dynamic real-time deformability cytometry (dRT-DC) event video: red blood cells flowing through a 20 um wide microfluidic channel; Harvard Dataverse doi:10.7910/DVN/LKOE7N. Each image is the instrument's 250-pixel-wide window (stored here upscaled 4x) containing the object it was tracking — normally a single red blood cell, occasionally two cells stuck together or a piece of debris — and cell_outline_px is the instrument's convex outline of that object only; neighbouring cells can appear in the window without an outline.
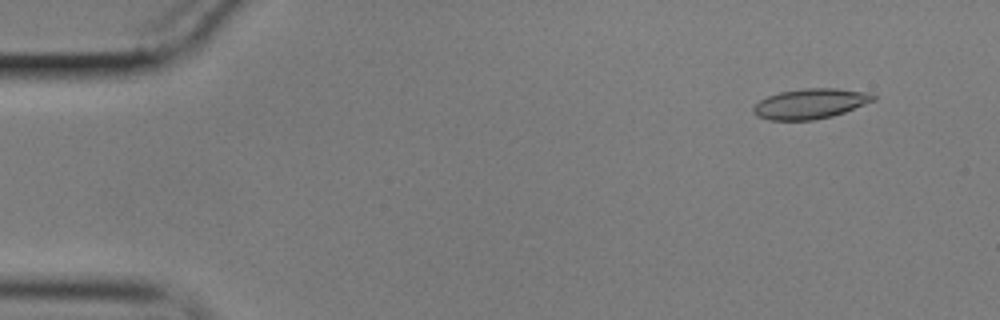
{"species": "common noctule bat (a hibernating species)", "species_latin": "Nyctalus noctula", "temperature_condition": "cold", "stored_images_in_passage": 58, "camera_frame_rate_fps": 3000, "um_per_image_px": 0.085, "animal": {"sex": "male", "body_mass_g": 17.9}, "frame": {"image": 1, "passage_image": 5, "time_ms": 1.333, "image_size_px": [1000, 320], "cell_outline_px": [[876, 100], [844, 112], [832, 116], [812, 120], [768, 120], [756, 116], [752, 112], [752, 108], [760, 100], [768, 96], [780, 92], [804, 88], [836, 88], [872, 92], [876, 96]], "centroid_in_image_um": [68.89, 8.81], "position_along_channel_um": 16.1, "area_um2": 21.21}}
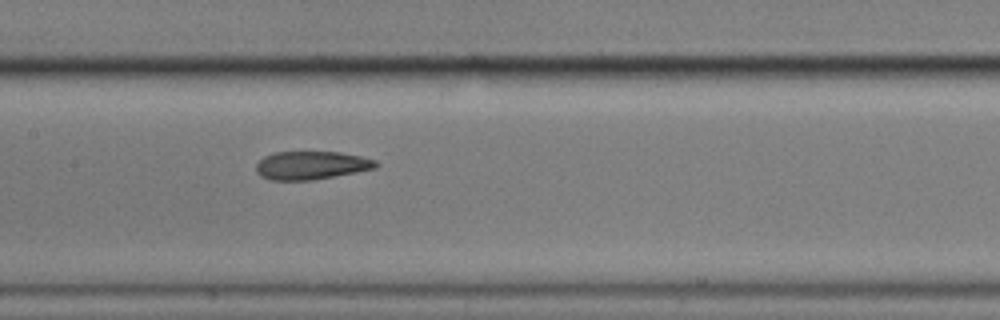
{"frame": {"image": 2, "passage_image": 28, "time_ms": 9.0, "image_size_px": [1000, 320], "cell_outline_px": [[380, 164], [376, 168], [356, 172], [312, 180], [272, 180], [260, 176], [256, 172], [256, 164], [264, 156], [276, 152], [340, 152], [360, 156], [376, 160]], "centroid_in_image_um": [26.46, 14.05], "position_along_channel_um": 180.9, "area_um2": 19.71}}
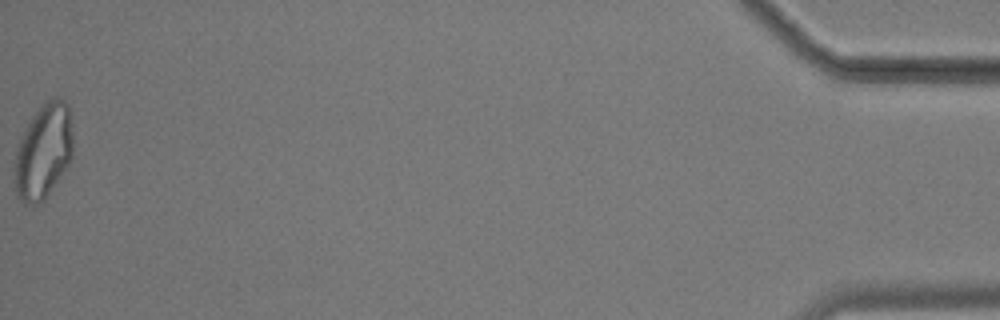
{"frame": {"image": 3, "passage_image": 58, "time_ms": 19.0, "image_size_px": [1000, 320], "cell_outline_px": [[72, 156], [68, 164], [44, 200], [40, 204], [24, 204], [16, 196], [16, 148], [24, 128], [32, 116], [52, 96], [60, 96], [68, 104], [72, 132]], "centroid_in_image_um": [3.7, 12.85], "position_along_channel_um": 431.5, "area_um2": 32.08}, "authors_computed_cell_mechanics": {"area_um2": 21.1259, "velocity_mm_per_s": 3.4637, "shape_relaxation_time_tau1_ms": null, "shape_relaxation_time_tau2_ms": 2.8696, "deformation_change_tau1": null, "deformation_change_tau2": 0.094}}